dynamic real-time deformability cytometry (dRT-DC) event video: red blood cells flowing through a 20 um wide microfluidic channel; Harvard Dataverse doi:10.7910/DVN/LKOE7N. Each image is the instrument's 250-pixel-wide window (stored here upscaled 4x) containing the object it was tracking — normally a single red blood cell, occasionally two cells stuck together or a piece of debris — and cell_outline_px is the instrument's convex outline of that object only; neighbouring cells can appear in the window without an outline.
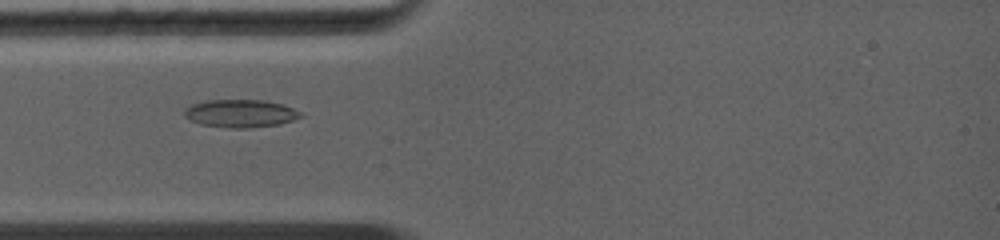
{"species": "common noctule bat (a hibernating species)", "species_latin": "Nyctalus noctula", "temperature_condition": "warm", "stored_images_in_passage": 15, "camera_frame_rate_fps": 5000, "um_per_image_px": 0.085, "animal": {"sex": "female", "body_mass_g": 19.0, "forearm_length_mm": 56.7}, "frame": {"image": 1, "passage_image": 4, "time_ms": 2.8, "image_size_px": [1000, 240], "cell_outline_px": [[304, 116], [280, 124], [248, 128], [228, 128], [200, 124], [184, 116], [184, 108], [192, 104], [208, 100], [264, 100], [280, 104], [292, 108], [300, 112]], "centroid_in_image_um": [20.42, 9.64], "position_along_channel_um": 64.6, "area_um2": 18.79}}
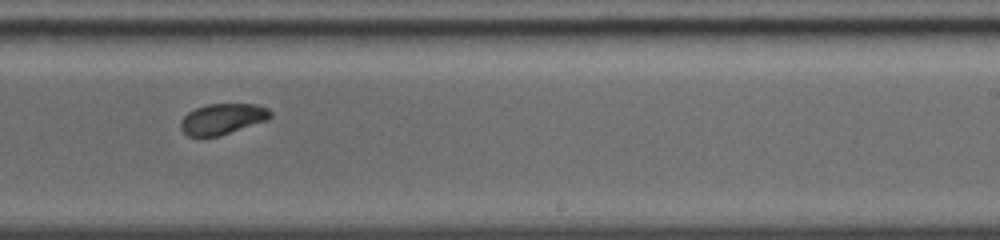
{"frame": {"image": 2, "passage_image": 9, "time_ms": 7.4, "image_size_px": [1000, 240], "cell_outline_px": [[272, 116], [268, 120], [220, 136], [188, 136], [180, 128], [180, 120], [188, 112], [196, 108], [208, 104], [256, 104], [268, 108], [272, 112]], "centroid_in_image_um": [18.93, 10.11], "position_along_channel_um": 270.1, "area_um2": 16.18}}
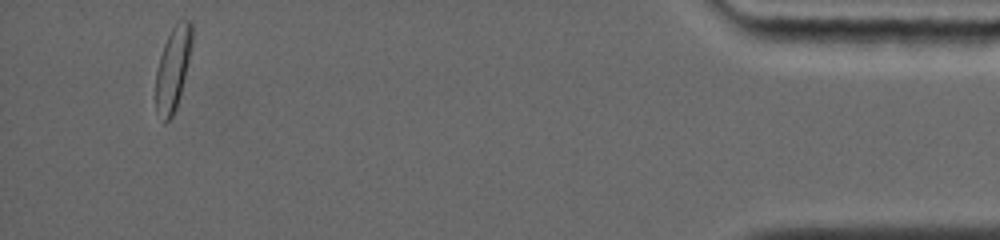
{"frame": {"image": 3, "passage_image": 15, "time_ms": 12.8, "image_size_px": [1000, 240], "cell_outline_px": [[192, 44], [180, 96], [176, 108], [172, 116], [164, 124], [156, 112], [156, 68], [164, 44], [176, 20], [192, 20]], "centroid_in_image_um": [14.69, 5.82], "position_along_channel_um": 420.5, "area_um2": 17.69}, "authors_computed_cell_mechanics": {"area_um2": 17.2822, "velocity_mm_per_s": 4.4769, "shape_relaxation_time_tau1_ms": 3.3292, "shape_relaxation_time_tau2_ms": null, "deformation_change_tau1": 0.1076, "deformation_change_tau2": null}}